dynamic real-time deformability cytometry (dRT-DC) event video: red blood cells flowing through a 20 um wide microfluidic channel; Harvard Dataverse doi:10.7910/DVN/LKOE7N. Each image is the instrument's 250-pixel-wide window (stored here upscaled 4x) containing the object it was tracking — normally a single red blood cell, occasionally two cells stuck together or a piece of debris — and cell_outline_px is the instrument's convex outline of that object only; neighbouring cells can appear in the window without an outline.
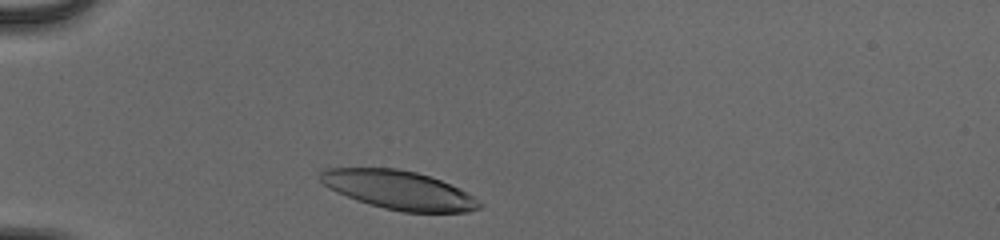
{"species": "human", "species_latin": "Homo sapiens", "temperature_condition": "cold", "stored_images_in_passage": 31, "camera_frame_rate_fps": 3000, "um_per_image_px": 0.085, "donor": {"sex": "male"}, "frame": {"image": 1, "passage_image": 2, "time_ms": 0.333, "image_size_px": [1000, 240], "cell_outline_px": [[484, 204], [480, 208], [468, 212], [404, 212], [384, 208], [356, 200], [336, 192], [324, 184], [320, 180], [320, 172], [324, 168], [396, 168], [416, 172], [440, 180], [472, 196]], "centroid_in_image_um": [33.87, 16.15], "position_along_channel_um": 51.1, "area_um2": 35.49}}
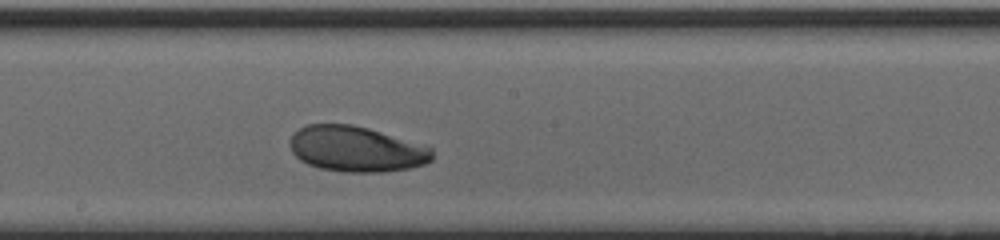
{"frame": {"image": 2, "passage_image": 17, "time_ms": 5.333, "image_size_px": [1000, 240], "cell_outline_px": [[432, 160], [424, 164], [408, 168], [380, 172], [344, 172], [320, 168], [308, 164], [300, 160], [292, 152], [288, 144], [288, 140], [300, 128], [308, 124], [352, 124], [368, 128], [428, 144], [432, 148]], "centroid_in_image_um": [30.31, 12.66], "position_along_channel_um": 217.9, "area_um2": 38.15}}
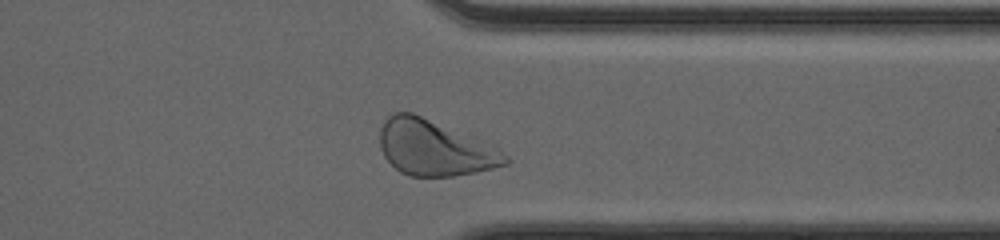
{"frame": {"image": 3, "passage_image": 29, "time_ms": 9.333, "image_size_px": [1000, 240], "cell_outline_px": [[508, 164], [476, 172], [452, 176], [408, 176], [400, 172], [384, 156], [380, 148], [380, 128], [384, 120], [392, 112], [412, 112], [496, 148], [508, 156]], "centroid_in_image_um": [36.87, 12.58], "position_along_channel_um": 374.5, "area_um2": 39.82}, "authors_computed_cell_mechanics": {"area_um2": 37.6856, "velocity_mm_per_s": 3.904, "shape_relaxation_time_tau1_ms": 2.1025, "shape_relaxation_time_tau2_ms": 6.0448, "deformation_change_tau1": 0.1249, "deformation_change_tau2": 0.1173}}